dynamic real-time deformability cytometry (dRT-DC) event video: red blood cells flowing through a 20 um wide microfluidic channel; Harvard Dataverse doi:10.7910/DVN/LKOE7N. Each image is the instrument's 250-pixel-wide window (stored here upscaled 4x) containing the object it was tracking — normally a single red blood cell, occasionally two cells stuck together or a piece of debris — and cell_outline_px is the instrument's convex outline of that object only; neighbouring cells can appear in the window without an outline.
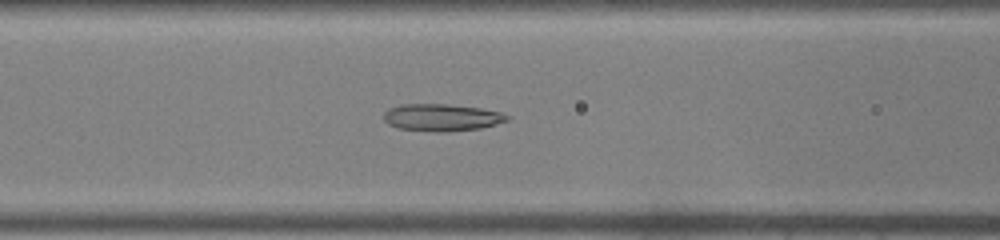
{"species": "common noctule bat (a hibernating species)", "species_latin": "Nyctalus noctula", "temperature_condition": "warm", "stored_images_in_passage": 42, "camera_frame_rate_fps": 3000, "um_per_image_px": 0.085, "animal": {"sex": "male", "body_mass_g": 19.0, "forearm_length_mm": 50.8}, "frame": {"image": 1, "passage_image": 17, "time_ms": 5.333, "image_size_px": [1000, 240], "cell_outline_px": [[508, 120], [496, 124], [480, 128], [452, 132], [436, 132], [396, 128], [388, 124], [384, 120], [384, 112], [388, 108], [400, 104], [448, 104], [480, 108], [500, 112], [508, 116]], "centroid_in_image_um": [37.5, 9.99], "position_along_channel_um": 129.1, "area_um2": 19.65}}
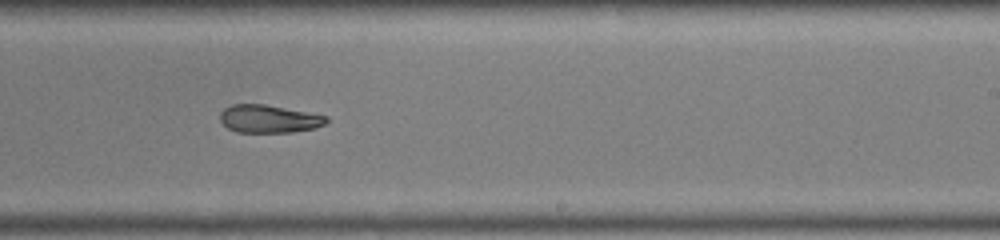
{"frame": {"image": 2, "passage_image": 26, "time_ms": 8.333, "image_size_px": [1000, 240], "cell_outline_px": [[328, 120], [324, 124], [316, 128], [292, 132], [236, 132], [228, 128], [220, 120], [220, 112], [224, 108], [232, 104], [264, 104], [328, 116]], "centroid_in_image_um": [22.84, 10.1], "position_along_channel_um": 266.2, "area_um2": 17.22}}
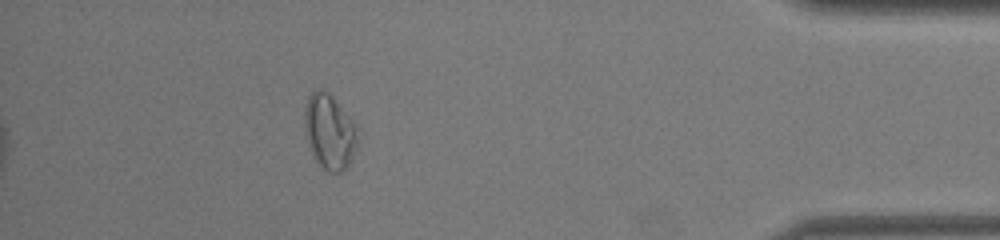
{"frame": {"image": 3, "passage_image": 38, "time_ms": 12.333, "image_size_px": [1000, 240], "cell_outline_px": [[360, 140], [348, 168], [340, 172], [328, 172], [316, 160], [312, 152], [308, 140], [304, 120], [304, 108], [308, 96], [316, 88], [320, 88], [328, 92], [332, 96], [356, 124]], "centroid_in_image_um": [28.05, 11.18], "position_along_channel_um": 407.2, "area_um2": 23.35}}